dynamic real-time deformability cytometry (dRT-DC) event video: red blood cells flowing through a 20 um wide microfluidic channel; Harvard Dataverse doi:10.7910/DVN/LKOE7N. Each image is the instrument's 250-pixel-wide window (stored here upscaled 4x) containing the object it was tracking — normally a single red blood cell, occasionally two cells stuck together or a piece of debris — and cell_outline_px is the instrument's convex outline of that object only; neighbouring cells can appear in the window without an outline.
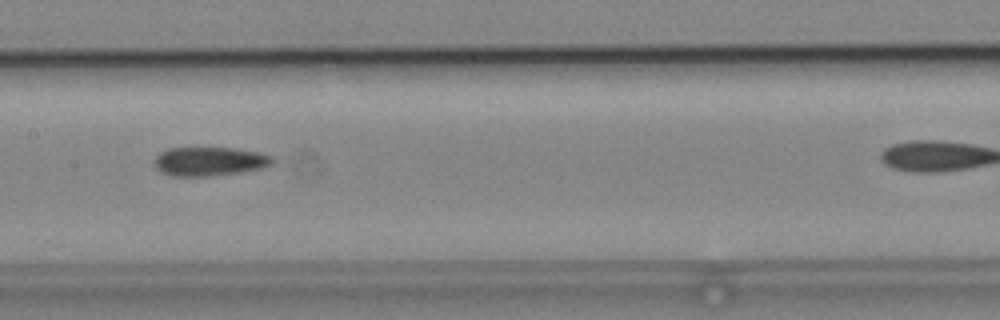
{"species": "common noctule bat (a hibernating species)", "species_latin": "Nyctalus noctula", "temperature_condition": "cold", "stored_images_in_passage": 39, "camera_frame_rate_fps": 3000, "um_per_image_px": 0.085, "animal": {"sex": "male", "body_mass_g": 19.2, "forearm_length_mm": 51.8}, "frame": {"image": 1, "passage_image": 22, "time_ms": 7.0, "image_size_px": [1000, 320], "cell_outline_px": [[272, 164], [264, 168], [240, 172], [208, 176], [168, 176], [156, 168], [152, 160], [160, 152], [168, 148], [232, 148], [256, 152], [272, 156]], "centroid_in_image_um": [17.75, 13.72], "position_along_channel_um": 189.6, "area_um2": 19.88}}
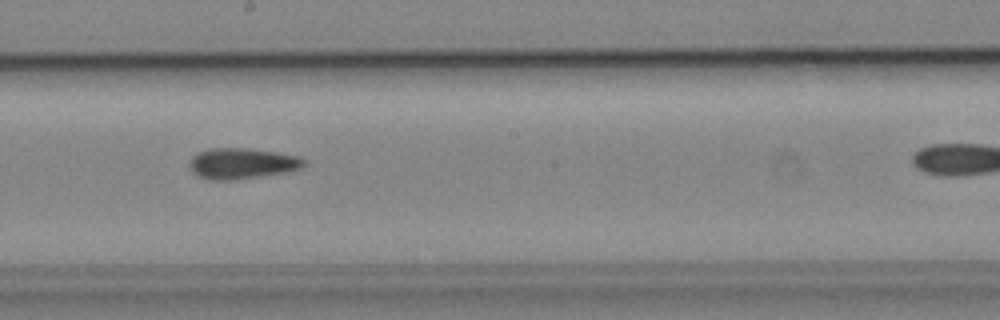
{"frame": {"image": 2, "passage_image": 25, "time_ms": 8.0, "image_size_px": [1000, 320], "cell_outline_px": [[304, 164], [300, 168], [284, 172], [236, 180], [208, 180], [192, 172], [188, 164], [192, 156], [196, 152], [208, 148], [248, 148], [276, 152], [300, 156], [304, 160]], "centroid_in_image_um": [20.51, 13.88], "position_along_channel_um": 227.7, "area_um2": 20.63}}
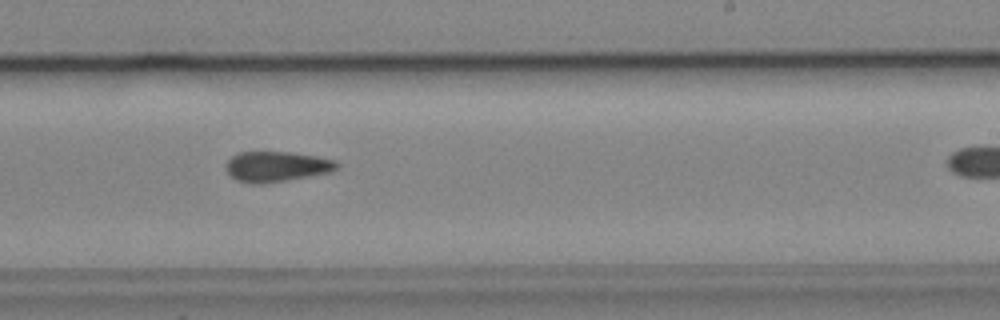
{"frame": {"image": 3, "passage_image": 28, "time_ms": 9.0, "image_size_px": [1000, 320], "cell_outline_px": [[340, 168], [332, 172], [288, 180], [260, 184], [252, 184], [236, 180], [228, 172], [228, 160], [232, 156], [240, 152], [292, 152], [316, 156], [336, 160], [340, 164]], "centroid_in_image_um": [23.59, 14.16], "position_along_channel_um": 265.4, "area_um2": 19.65}}